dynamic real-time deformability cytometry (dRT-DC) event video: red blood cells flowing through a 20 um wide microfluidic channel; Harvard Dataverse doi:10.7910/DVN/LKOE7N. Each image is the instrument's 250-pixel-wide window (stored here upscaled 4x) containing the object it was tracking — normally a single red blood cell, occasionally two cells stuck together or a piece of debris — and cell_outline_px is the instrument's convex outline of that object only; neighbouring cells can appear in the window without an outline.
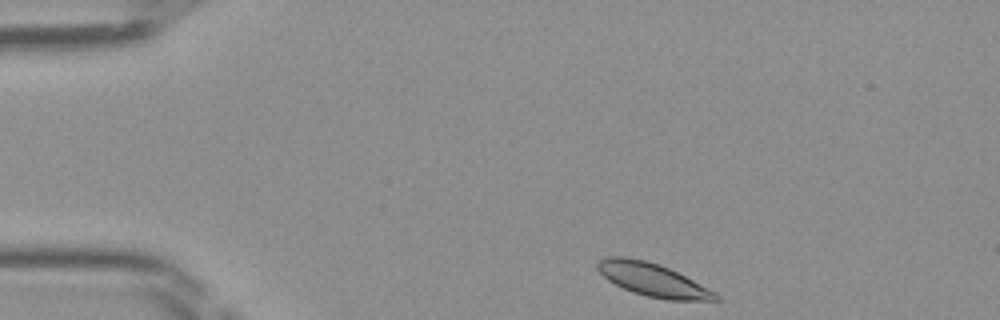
{"species": "Egyptian fruit bat (a non-hibernating species)", "species_latin": "Rousettus aegyptiacus", "temperature_condition": "room temperature", "stored_images_in_passage": 40, "camera_frame_rate_fps": 3000, "um_per_image_px": 0.085, "frame": {"image": 1, "passage_image": 1, "time_ms": 0.0, "image_size_px": [1000, 320], "cell_outline_px": [[720, 300], [668, 300], [648, 296], [632, 292], [608, 280], [596, 268], [596, 264], [600, 260], [608, 256], [624, 256], [644, 260], [660, 264], [716, 292], [720, 296]], "centroid_in_image_um": [55.47, 23.78], "position_along_channel_um": 29.5, "area_um2": 22.48}}
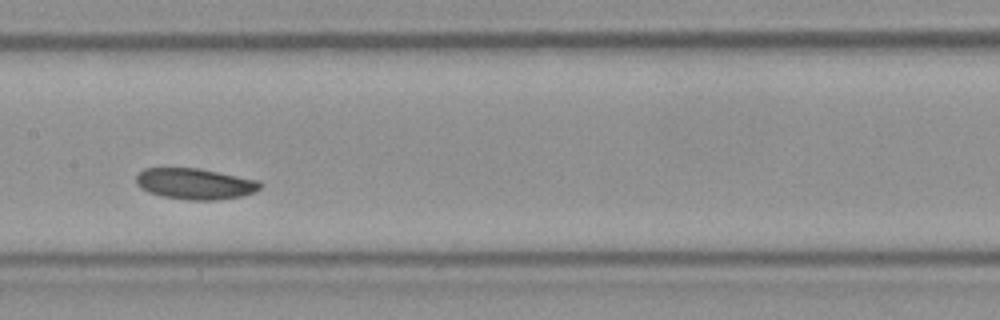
{"frame": {"image": 2, "passage_image": 17, "time_ms": 5.333, "image_size_px": [1000, 320], "cell_outline_px": [[264, 184], [260, 188], [252, 192], [240, 196], [216, 200], [188, 200], [160, 196], [148, 192], [140, 188], [136, 184], [136, 176], [144, 168], [200, 168], [260, 180]], "centroid_in_image_um": [16.57, 15.62], "position_along_channel_um": 190.8, "area_um2": 22.6}}
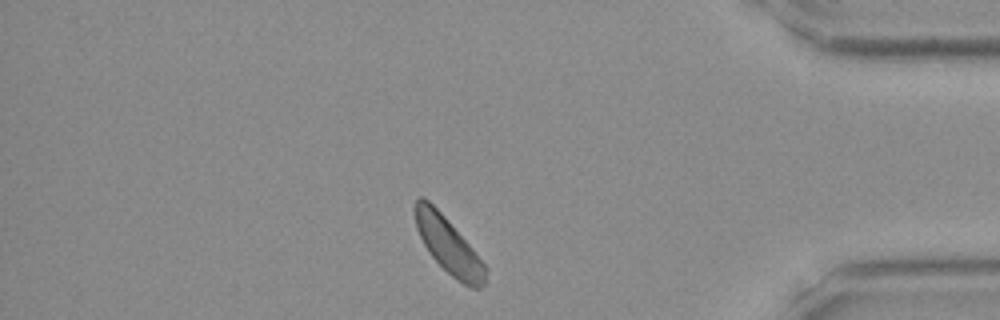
{"frame": {"image": 3, "passage_image": 34, "time_ms": 11.0, "image_size_px": [1000, 320], "cell_outline_px": [[488, 268], [484, 284], [480, 288], [472, 288], [456, 280], [432, 256], [424, 244], [416, 228], [412, 208], [416, 200], [420, 196], [424, 196], [444, 216], [468, 244]], "centroid_in_image_um": [38.09, 20.84], "position_along_channel_um": 397.1, "area_um2": 22.66}}